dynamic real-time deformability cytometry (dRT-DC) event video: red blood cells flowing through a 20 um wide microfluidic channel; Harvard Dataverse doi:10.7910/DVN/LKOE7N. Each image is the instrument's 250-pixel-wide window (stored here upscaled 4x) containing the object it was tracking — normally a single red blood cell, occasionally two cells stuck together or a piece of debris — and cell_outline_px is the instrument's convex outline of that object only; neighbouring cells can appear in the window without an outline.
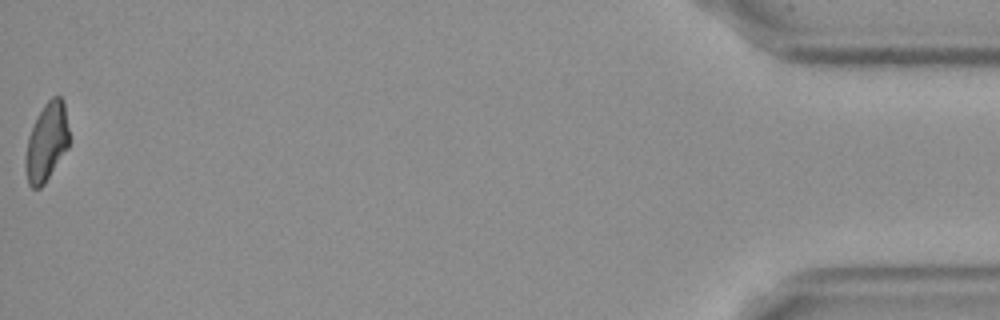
{"species": "Egyptian fruit bat (a non-hibernating species)", "species_latin": "Rousettus aegyptiacus", "temperature_condition": "cold", "stored_images_in_passage": 51, "camera_frame_rate_fps": 3000, "um_per_image_px": 0.085, "frame": {"image": 1, "passage_image": 51, "time_ms": 16.667, "image_size_px": [1000, 320], "cell_outline_px": [[68, 148], [44, 184], [40, 188], [32, 188], [28, 184], [24, 168], [24, 160], [28, 136], [36, 116], [44, 104], [52, 96], [60, 96], [64, 100], [68, 128]], "centroid_in_image_um": [3.94, 12.08], "position_along_channel_um": 431.3, "area_um2": 20.11}}